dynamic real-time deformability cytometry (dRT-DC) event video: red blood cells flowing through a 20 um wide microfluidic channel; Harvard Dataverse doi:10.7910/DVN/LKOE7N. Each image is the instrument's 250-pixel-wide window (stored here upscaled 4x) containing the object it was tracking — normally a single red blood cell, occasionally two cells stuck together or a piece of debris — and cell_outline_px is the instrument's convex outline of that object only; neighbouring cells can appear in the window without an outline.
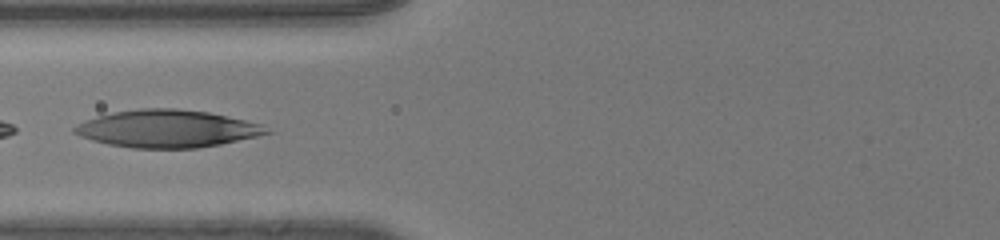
{"species": "human", "species_latin": "Homo sapiens", "temperature_condition": "room temperature", "stored_images_in_passage": 38, "camera_frame_rate_fps": 3000, "um_per_image_px": 0.085, "donor": {"sex": "male"}, "frame": {"image": 1, "passage_image": 29, "time_ms": 9.333, "image_size_px": [1000, 240], "cell_outline_px": [[272, 132], [256, 136], [220, 144], [196, 148], [132, 148], [108, 144], [92, 140], [80, 136], [72, 132], [72, 128], [76, 124], [84, 120], [96, 116], [112, 112], [140, 108], [176, 108], [208, 112], [228, 116], [260, 124]], "centroid_in_image_um": [14.13, 10.93], "position_along_channel_um": 111.7, "area_um2": 41.91}}